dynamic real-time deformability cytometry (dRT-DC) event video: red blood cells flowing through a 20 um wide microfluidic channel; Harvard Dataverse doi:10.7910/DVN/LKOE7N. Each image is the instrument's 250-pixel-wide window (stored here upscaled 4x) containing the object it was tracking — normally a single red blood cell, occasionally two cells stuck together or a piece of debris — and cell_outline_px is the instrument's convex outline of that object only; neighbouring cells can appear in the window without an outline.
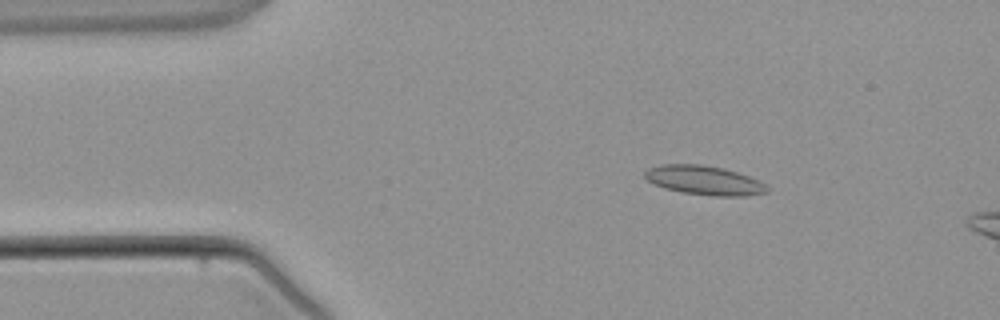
{"species": "common noctule bat (a hibernating species)", "species_latin": "Nyctalus noctula", "temperature_condition": "warm", "stored_images_in_passage": 3, "camera_frame_rate_fps": 3000, "um_per_image_px": 0.085, "animal": {"sex": "male", "body_mass_g": 21.5, "forearm_length_mm": 52.0}, "frame": {"image": 1, "passage_image": 1, "time_ms": 0.0, "image_size_px": [1000, 320], "cell_outline_px": [[768, 192], [744, 196], [712, 196], [684, 192], [664, 188], [648, 180], [644, 176], [644, 172], [648, 168], [660, 164], [700, 164], [724, 168], [748, 176], [764, 184], [768, 188]], "centroid_in_image_um": [59.83, 15.32], "position_along_channel_um": 25.2, "area_um2": 20.58}}